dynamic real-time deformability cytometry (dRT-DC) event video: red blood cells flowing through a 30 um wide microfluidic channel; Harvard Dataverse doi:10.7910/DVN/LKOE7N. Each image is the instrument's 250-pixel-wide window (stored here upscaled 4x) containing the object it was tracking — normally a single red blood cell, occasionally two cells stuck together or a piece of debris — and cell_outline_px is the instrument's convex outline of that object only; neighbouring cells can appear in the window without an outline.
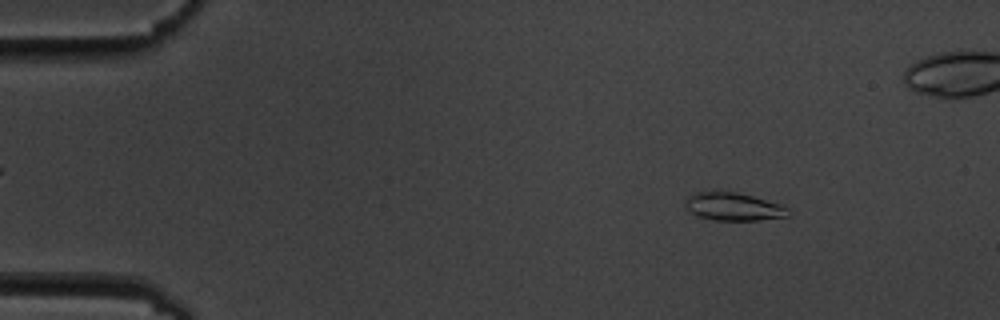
{"species": "common noctule bat (a hibernating species)", "species_latin": "Nyctalus noctula", "temperature_condition": "cold", "stored_images_in_passage": 8, "camera_frame_rate_fps": 3000, "um_per_image_px": 0.085, "animal": {"sex": "male", "body_mass_g": 19.5, "forearm_length_mm": 54.6}, "frame": {"image": 1, "passage_image": 2, "time_ms": 1.0, "image_size_px": [1000, 320], "cell_outline_px": [[792, 212], [788, 216], [760, 220], [716, 220], [700, 216], [684, 208], [684, 204], [688, 196], [696, 192], [716, 188], [736, 192], [784, 204]], "centroid_in_image_um": [62.35, 17.52], "position_along_channel_um": 22.7, "area_um2": 17.34}}
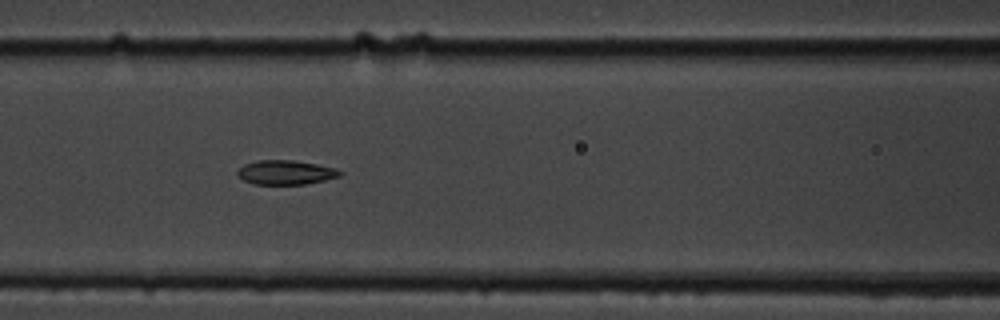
{"frame": {"image": 2, "passage_image": 7, "time_ms": 6.667, "image_size_px": [1000, 320], "cell_outline_px": [[344, 172], [340, 176], [324, 180], [304, 184], [252, 184], [244, 180], [236, 172], [244, 164], [256, 160], [292, 160], [316, 164], [336, 168]], "centroid_in_image_um": [24.29, 14.65], "position_along_channel_um": 142.3, "area_um2": 14.45}}
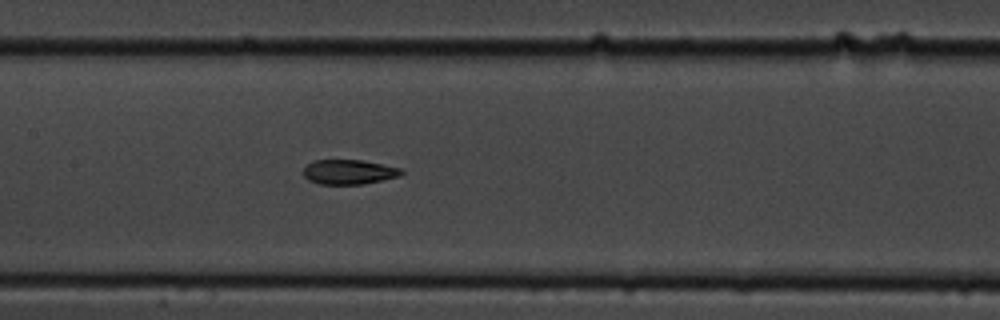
{"frame": {"image": 3, "passage_image": 8, "time_ms": 7.667, "image_size_px": [1000, 320], "cell_outline_px": [[404, 172], [400, 176], [364, 184], [320, 184], [308, 180], [304, 176], [304, 168], [312, 160], [360, 160], [400, 168]], "centroid_in_image_um": [29.64, 14.62], "position_along_channel_um": 177.8, "area_um2": 13.99}}